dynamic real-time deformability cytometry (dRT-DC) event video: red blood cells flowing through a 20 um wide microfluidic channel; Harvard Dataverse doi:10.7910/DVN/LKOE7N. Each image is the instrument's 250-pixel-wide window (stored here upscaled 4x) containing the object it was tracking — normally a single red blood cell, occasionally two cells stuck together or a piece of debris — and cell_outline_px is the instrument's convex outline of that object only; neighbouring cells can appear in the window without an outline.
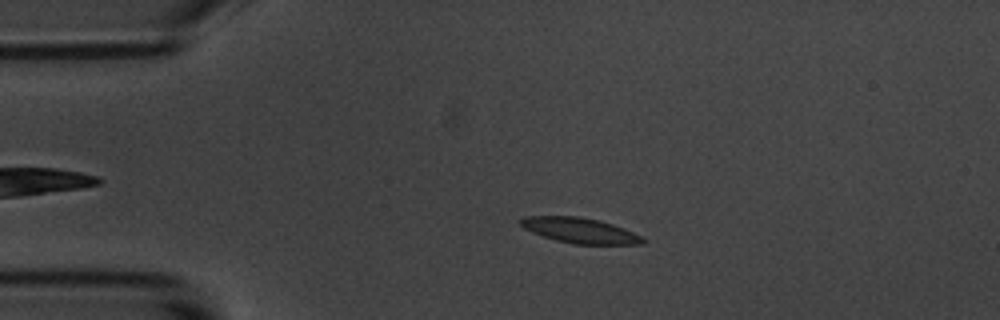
{"species": "common noctule bat (a hibernating species)", "species_latin": "Nyctalus noctula", "temperature_condition": "room temperature", "stored_images_in_passage": 48, "camera_frame_rate_fps": 3000, "um_per_image_px": 0.085, "animal": {"sex": "male", "body_mass_g": 20.1, "forearm_length_mm": 53.5}, "frame": {"image": 1, "passage_image": 4, "time_ms": 1.0, "image_size_px": [1000, 320], "cell_outline_px": [[648, 240], [644, 244], [572, 244], [556, 240], [532, 232], [524, 228], [516, 220], [524, 216], [576, 216], [600, 220], [624, 228], [644, 236]], "centroid_in_image_um": [49.33, 19.58], "position_along_channel_um": 35.7, "area_um2": 18.26}}
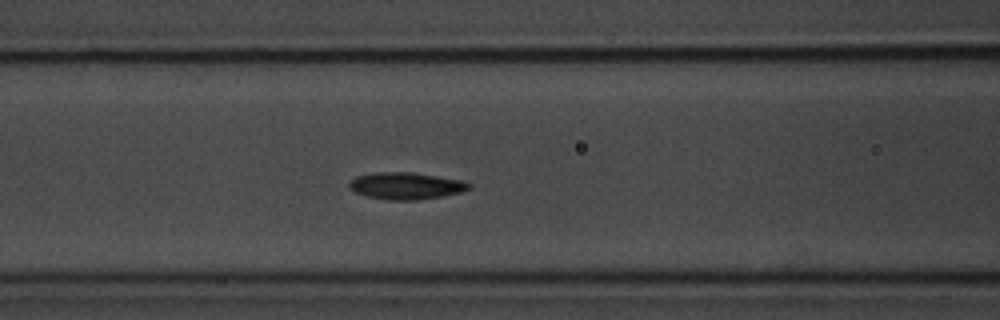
{"frame": {"image": 2, "passage_image": 15, "time_ms": 4.667, "image_size_px": [1000, 320], "cell_outline_px": [[472, 188], [460, 192], [440, 196], [416, 200], [388, 200], [368, 196], [356, 192], [348, 184], [356, 176], [376, 172], [412, 172], [464, 180], [472, 184]], "centroid_in_image_um": [34.56, 15.78], "position_along_channel_um": 132.0, "area_um2": 18.67}}
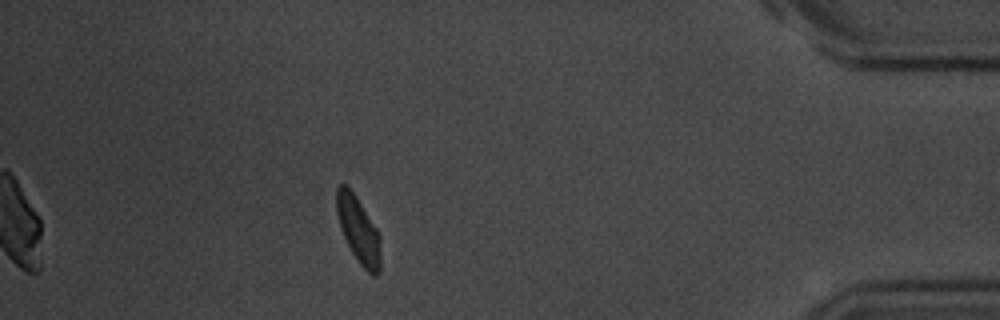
{"frame": {"image": 3, "passage_image": 42, "time_ms": 13.667, "image_size_px": [1000, 320], "cell_outline_px": [[380, 272], [376, 276], [372, 276], [360, 264], [352, 252], [340, 228], [336, 212], [336, 188], [340, 184], [344, 184], [356, 196], [376, 228], [380, 236]], "centroid_in_image_um": [30.46, 19.56], "position_along_channel_um": 404.7, "area_um2": 16.88}, "authors_computed_cell_mechanics": {"area_um2": 17.7735, "velocity_mm_per_s": 3.5639, "shape_relaxation_time_tau1_ms": 2.3084, "shape_relaxation_time_tau2_ms": 4.5758, "deformation_change_tau1": 0.0972, "deformation_change_tau2": 0.0708}}